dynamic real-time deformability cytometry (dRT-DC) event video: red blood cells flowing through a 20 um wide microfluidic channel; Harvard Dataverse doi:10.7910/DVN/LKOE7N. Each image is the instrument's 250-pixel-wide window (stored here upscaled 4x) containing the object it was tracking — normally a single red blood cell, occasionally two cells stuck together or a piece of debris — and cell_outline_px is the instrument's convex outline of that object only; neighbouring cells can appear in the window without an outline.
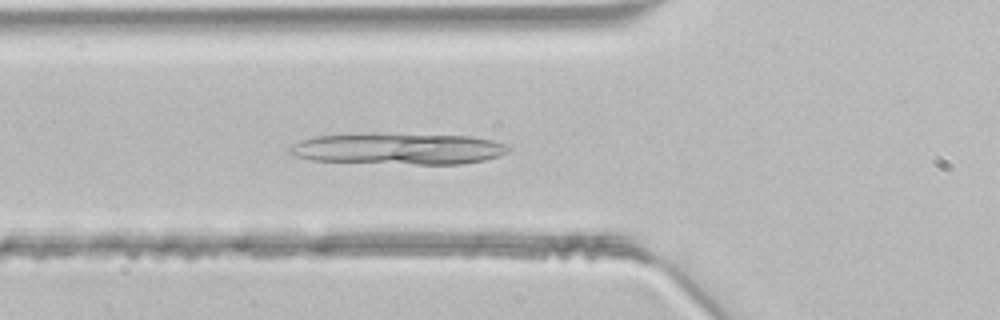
{"species": "common noctule bat (a hibernating species)", "species_latin": "Nyctalus noctula", "temperature_condition": "room temperature", "stored_images_in_passage": 41, "camera_frame_rate_fps": 3000, "um_per_image_px": 0.085, "animal": {"sex": "male", "body_mass_g": 21.5, "forearm_length_mm": 52.0}, "frame": {"image": 1, "passage_image": 16, "time_ms": 5.0, "image_size_px": [1000, 320], "cell_outline_px": [[512, 148], [508, 152], [500, 156], [484, 160], [464, 164], [416, 164], [312, 160], [296, 156], [288, 152], [288, 148], [300, 140], [316, 136], [372, 132], [376, 132], [472, 136], [492, 140], [508, 144]], "centroid_in_image_um": [33.91, 12.62], "position_along_channel_um": 91.9, "area_um2": 40.69}}
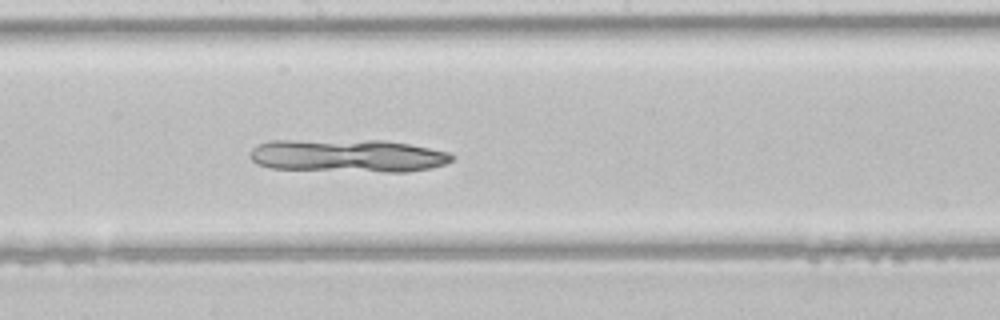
{"frame": {"image": 2, "passage_image": 25, "time_ms": 8.0, "image_size_px": [1000, 320], "cell_outline_px": [[456, 156], [452, 160], [444, 164], [432, 168], [408, 172], [384, 172], [272, 168], [256, 164], [248, 156], [248, 152], [252, 148], [260, 144], [276, 140], [384, 140], [408, 144], [452, 152]], "centroid_in_image_um": [29.6, 13.23], "position_along_channel_um": 218.6, "area_um2": 39.07}}
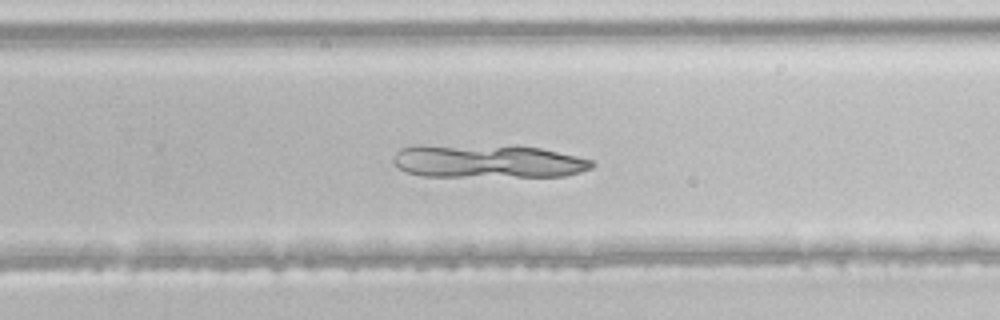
{"frame": {"image": 3, "passage_image": 30, "time_ms": 9.667, "image_size_px": [1000, 320], "cell_outline_px": [[596, 164], [592, 168], [580, 172], [564, 176], [424, 176], [408, 172], [400, 168], [392, 160], [392, 156], [400, 148], [420, 144], [516, 144], [540, 148], [576, 156], [592, 160]], "centroid_in_image_um": [41.44, 13.66], "position_along_channel_um": 288.4, "area_um2": 39.54}}